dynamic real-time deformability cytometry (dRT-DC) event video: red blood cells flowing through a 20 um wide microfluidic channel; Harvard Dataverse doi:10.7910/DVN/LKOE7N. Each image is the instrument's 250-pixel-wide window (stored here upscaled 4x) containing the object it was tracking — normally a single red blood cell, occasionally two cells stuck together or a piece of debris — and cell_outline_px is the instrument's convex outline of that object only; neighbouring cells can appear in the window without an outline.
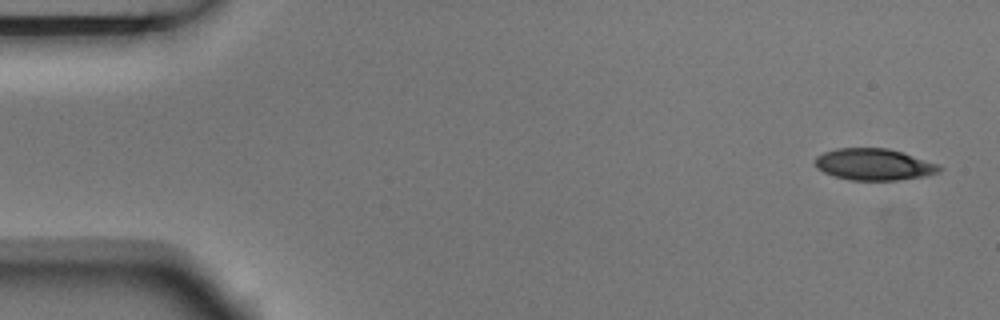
{"species": "Egyptian fruit bat (a non-hibernating species)", "species_latin": "Rousettus aegyptiacus", "temperature_condition": "room temperature", "stored_images_in_passage": 3, "camera_frame_rate_fps": 3000, "um_per_image_px": 0.085, "animal": {"sex": "male"}, "frame": {"image": 1, "passage_image": 1, "time_ms": 0.0, "image_size_px": [1000, 320], "cell_outline_px": [[944, 168], [940, 172], [924, 176], [896, 180], [848, 180], [832, 176], [816, 168], [816, 156], [824, 152], [836, 148], [888, 148], [940, 164]], "centroid_in_image_um": [74.3, 13.98], "position_along_channel_um": 10.7, "area_um2": 23.0}}
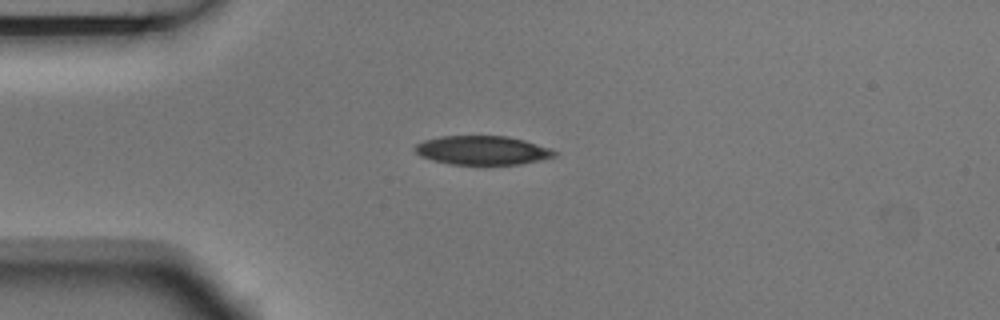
{"frame": {"image": 2, "passage_image": 3, "time_ms": 0.667, "image_size_px": [1000, 320], "cell_outline_px": [[560, 152], [556, 156], [540, 160], [520, 164], [452, 164], [432, 160], [420, 156], [416, 152], [416, 144], [424, 140], [440, 136], [508, 136], [524, 140], [552, 148]], "centroid_in_image_um": [41.05, 12.77], "position_along_channel_um": 43.9, "area_um2": 23.52}}